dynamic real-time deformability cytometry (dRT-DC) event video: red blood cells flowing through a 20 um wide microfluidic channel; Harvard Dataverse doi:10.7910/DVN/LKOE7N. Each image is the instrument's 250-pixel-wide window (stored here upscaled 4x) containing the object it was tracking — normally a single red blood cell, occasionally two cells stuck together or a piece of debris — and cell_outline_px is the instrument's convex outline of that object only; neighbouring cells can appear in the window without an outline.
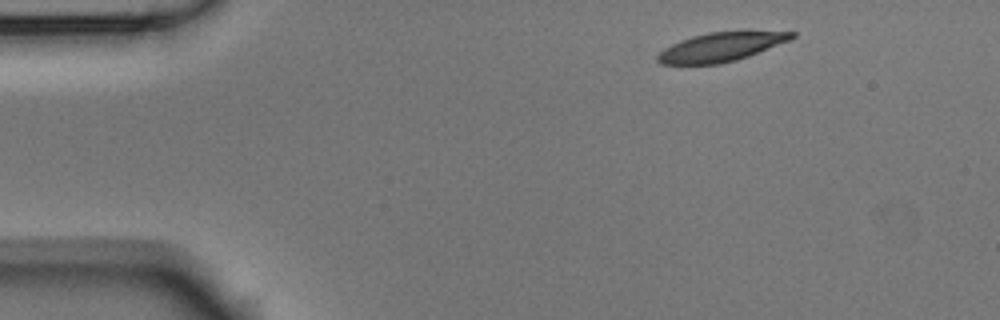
{"species": "Egyptian fruit bat (a non-hibernating species)", "species_latin": "Rousettus aegyptiacus", "temperature_condition": "room temperature", "stored_images_in_passage": 7, "camera_frame_rate_fps": 3000, "um_per_image_px": 0.085, "animal": {"sex": "male"}, "frame": {"image": 1, "passage_image": 1, "time_ms": 0.0, "image_size_px": [1000, 320], "cell_outline_px": [[796, 36], [792, 40], [748, 56], [736, 60], [720, 64], [660, 64], [656, 60], [656, 56], [664, 48], [680, 40], [692, 36], [708, 32], [744, 28], [748, 28], [796, 32]], "centroid_in_image_um": [61.4, 3.93], "position_along_channel_um": 23.6, "area_um2": 23.76}}
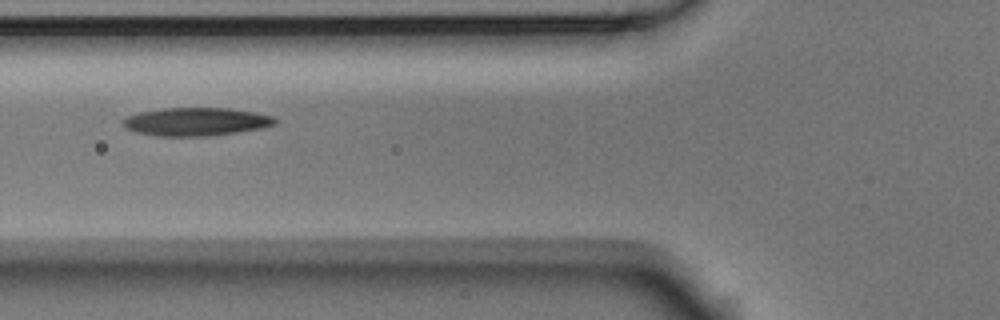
{"frame": {"image": 2, "passage_image": 5, "time_ms": 1.333, "image_size_px": [1000, 320], "cell_outline_px": [[276, 124], [264, 128], [208, 136], [156, 136], [136, 132], [124, 128], [124, 120], [128, 116], [140, 112], [164, 108], [228, 108], [256, 112], [276, 116]], "centroid_in_image_um": [16.71, 10.34], "position_along_channel_um": 109.1, "area_um2": 25.03}}
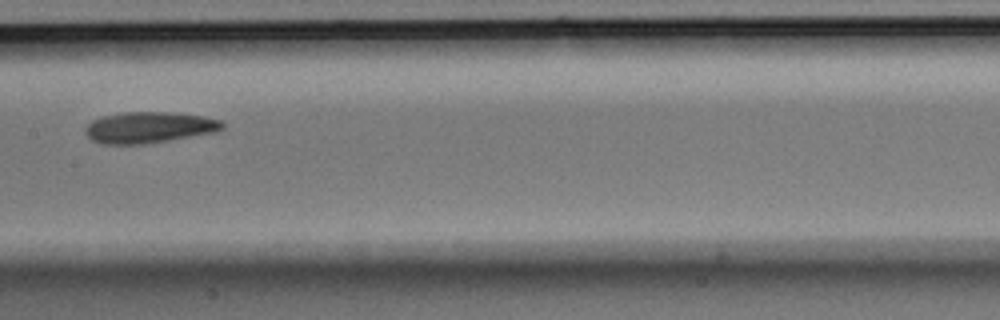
{"frame": {"image": 3, "passage_image": 7, "time_ms": 2.0, "image_size_px": [1000, 320], "cell_outline_px": [[224, 128], [212, 132], [144, 144], [100, 144], [92, 140], [84, 132], [88, 124], [92, 120], [104, 116], [124, 112], [168, 112], [204, 116], [224, 120]], "centroid_in_image_um": [12.66, 10.82], "position_along_channel_um": 194.7, "area_um2": 24.68}}